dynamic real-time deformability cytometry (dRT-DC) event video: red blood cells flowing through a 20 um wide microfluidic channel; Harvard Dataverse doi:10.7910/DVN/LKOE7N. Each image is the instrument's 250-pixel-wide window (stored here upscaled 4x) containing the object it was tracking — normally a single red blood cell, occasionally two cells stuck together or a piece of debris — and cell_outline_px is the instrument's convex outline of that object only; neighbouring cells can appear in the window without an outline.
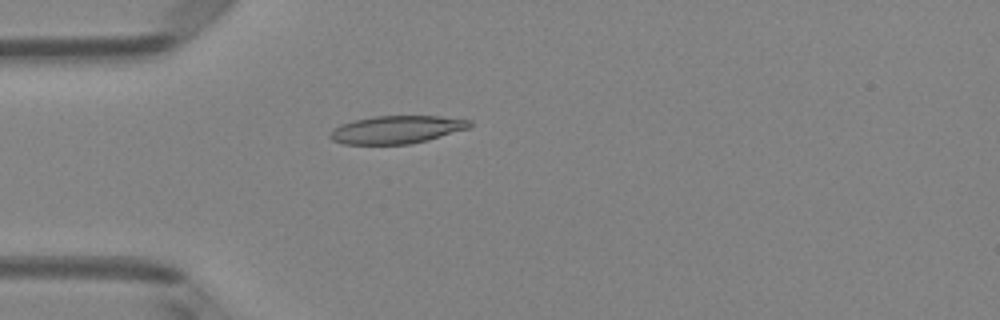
{"species": "Egyptian fruit bat (a non-hibernating species)", "species_latin": "Rousettus aegyptiacus", "temperature_condition": "room temperature", "stored_images_in_passage": 42, "camera_frame_rate_fps": 3000, "um_per_image_px": 0.085, "animal": {"sex": "female"}, "frame": {"image": 1, "passage_image": 6, "time_ms": 1.667, "image_size_px": [1000, 320], "cell_outline_px": [[468, 124], [464, 128], [424, 140], [404, 144], [352, 144], [336, 140], [332, 136], [340, 128], [348, 124], [360, 120], [384, 116], [428, 116], [460, 120]], "centroid_in_image_um": [33.7, 11.03], "position_along_channel_um": 51.3, "area_um2": 20.23}}
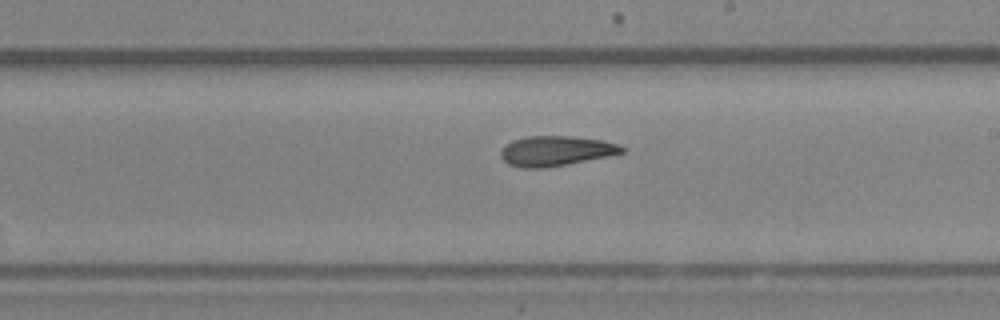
{"frame": {"image": 2, "passage_image": 21, "time_ms": 6.667, "image_size_px": [1000, 320], "cell_outline_px": [[624, 148], [620, 152], [560, 164], [512, 164], [504, 156], [504, 148], [508, 144], [520, 140], [536, 136], [552, 136], [596, 140], [612, 144]], "centroid_in_image_um": [47.28, 12.76], "position_along_channel_um": 241.7, "area_um2": 17.8}}
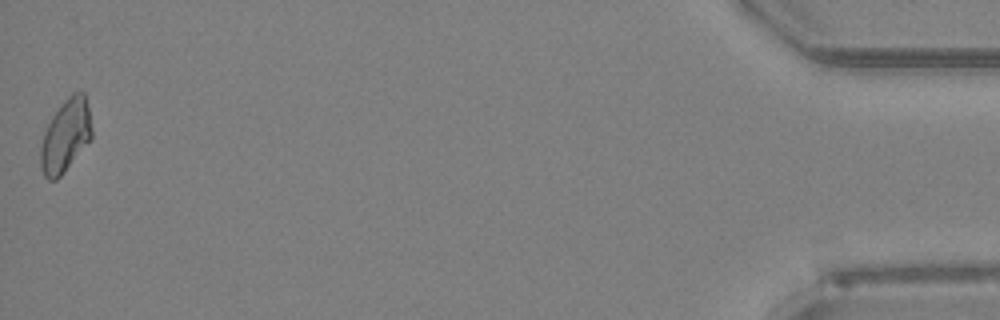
{"frame": {"image": 3, "passage_image": 42, "time_ms": 13.667, "image_size_px": [1000, 320], "cell_outline_px": [[92, 136], [60, 176], [52, 180], [44, 172], [44, 136], [52, 120], [60, 108], [72, 96], [84, 96], [88, 112]], "centroid_in_image_um": [5.63, 11.58], "position_along_channel_um": 429.6, "area_um2": 18.79}, "authors_computed_cell_mechanics": {"area_um2": 18.8428, "velocity_mm_per_s": 4.0268, "shape_relaxation_time_tau1_ms": null, "shape_relaxation_time_tau2_ms": 11.1354, "deformation_change_tau1": null, "deformation_change_tau2": 0.2}}